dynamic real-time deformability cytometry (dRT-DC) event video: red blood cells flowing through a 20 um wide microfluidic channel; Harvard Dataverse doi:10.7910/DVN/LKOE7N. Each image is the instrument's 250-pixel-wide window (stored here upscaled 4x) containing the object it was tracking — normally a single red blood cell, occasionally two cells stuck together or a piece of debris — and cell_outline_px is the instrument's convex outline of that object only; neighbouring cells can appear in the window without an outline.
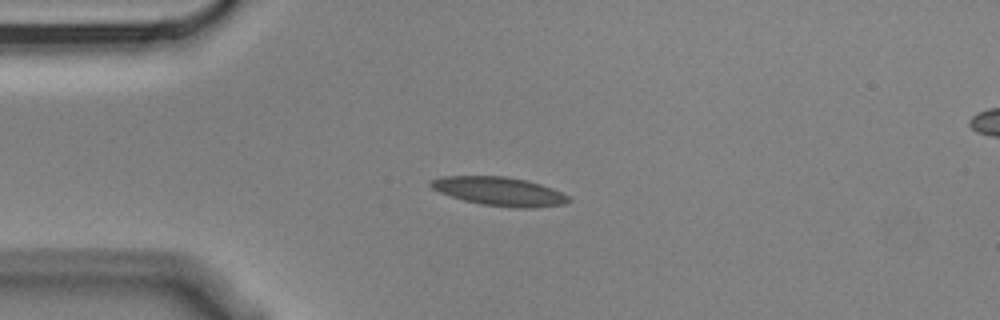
{"species": "Egyptian fruit bat (a non-hibernating species)", "species_latin": "Rousettus aegyptiacus", "temperature_condition": "cold", "stored_images_in_passage": 4, "camera_frame_rate_fps": 3000, "um_per_image_px": 0.085, "animal": {"sex": "male"}, "frame": {"image": 1, "passage_image": 3, "time_ms": 0.667, "image_size_px": [1000, 320], "cell_outline_px": [[572, 200], [564, 204], [532, 208], [512, 208], [480, 204], [464, 200], [440, 192], [432, 188], [428, 184], [428, 180], [440, 176], [504, 176], [528, 180], [552, 188], [568, 196]], "centroid_in_image_um": [42.43, 16.26], "position_along_channel_um": 42.6, "area_um2": 23.18}}